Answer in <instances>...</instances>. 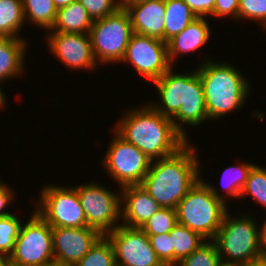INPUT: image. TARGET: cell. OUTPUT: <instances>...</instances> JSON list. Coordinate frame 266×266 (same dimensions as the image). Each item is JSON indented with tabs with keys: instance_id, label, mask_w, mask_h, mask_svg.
<instances>
[{
	"instance_id": "cell-1",
	"label": "cell",
	"mask_w": 266,
	"mask_h": 266,
	"mask_svg": "<svg viewBox=\"0 0 266 266\" xmlns=\"http://www.w3.org/2000/svg\"><path fill=\"white\" fill-rule=\"evenodd\" d=\"M120 119L112 131L115 129L150 160L168 157L188 142L174 127L172 120L159 113L149 102L126 110Z\"/></svg>"
},
{
	"instance_id": "cell-2",
	"label": "cell",
	"mask_w": 266,
	"mask_h": 266,
	"mask_svg": "<svg viewBox=\"0 0 266 266\" xmlns=\"http://www.w3.org/2000/svg\"><path fill=\"white\" fill-rule=\"evenodd\" d=\"M172 68L153 82L159 93L160 105L158 102L150 104L170 118L174 127L189 140L184 124L196 127L209 119L203 87L197 70L174 74Z\"/></svg>"
},
{
	"instance_id": "cell-3",
	"label": "cell",
	"mask_w": 266,
	"mask_h": 266,
	"mask_svg": "<svg viewBox=\"0 0 266 266\" xmlns=\"http://www.w3.org/2000/svg\"><path fill=\"white\" fill-rule=\"evenodd\" d=\"M195 149L188 141L176 153L151 160L141 186L161 207L176 209L200 179L201 165Z\"/></svg>"
},
{
	"instance_id": "cell-4",
	"label": "cell",
	"mask_w": 266,
	"mask_h": 266,
	"mask_svg": "<svg viewBox=\"0 0 266 266\" xmlns=\"http://www.w3.org/2000/svg\"><path fill=\"white\" fill-rule=\"evenodd\" d=\"M203 64V65H202ZM198 66L206 109L210 120L241 110L250 94V83L240 70L228 62L208 58Z\"/></svg>"
},
{
	"instance_id": "cell-5",
	"label": "cell",
	"mask_w": 266,
	"mask_h": 266,
	"mask_svg": "<svg viewBox=\"0 0 266 266\" xmlns=\"http://www.w3.org/2000/svg\"><path fill=\"white\" fill-rule=\"evenodd\" d=\"M201 178L176 207L177 222L213 240L222 224L227 204L216 187Z\"/></svg>"
},
{
	"instance_id": "cell-6",
	"label": "cell",
	"mask_w": 266,
	"mask_h": 266,
	"mask_svg": "<svg viewBox=\"0 0 266 266\" xmlns=\"http://www.w3.org/2000/svg\"><path fill=\"white\" fill-rule=\"evenodd\" d=\"M224 215L221 226L212 240L222 260L243 263L264 255L261 246L260 227L250 215L231 217Z\"/></svg>"
},
{
	"instance_id": "cell-7",
	"label": "cell",
	"mask_w": 266,
	"mask_h": 266,
	"mask_svg": "<svg viewBox=\"0 0 266 266\" xmlns=\"http://www.w3.org/2000/svg\"><path fill=\"white\" fill-rule=\"evenodd\" d=\"M132 34L131 19L126 9L118 8L114 13L93 21L89 36L98 65L121 62Z\"/></svg>"
},
{
	"instance_id": "cell-8",
	"label": "cell",
	"mask_w": 266,
	"mask_h": 266,
	"mask_svg": "<svg viewBox=\"0 0 266 266\" xmlns=\"http://www.w3.org/2000/svg\"><path fill=\"white\" fill-rule=\"evenodd\" d=\"M10 266H45L54 263L52 227L35 211L21 224Z\"/></svg>"
},
{
	"instance_id": "cell-9",
	"label": "cell",
	"mask_w": 266,
	"mask_h": 266,
	"mask_svg": "<svg viewBox=\"0 0 266 266\" xmlns=\"http://www.w3.org/2000/svg\"><path fill=\"white\" fill-rule=\"evenodd\" d=\"M67 187L44 185L40 190L39 204L34 211L51 227H87L77 191L73 186Z\"/></svg>"
},
{
	"instance_id": "cell-10",
	"label": "cell",
	"mask_w": 266,
	"mask_h": 266,
	"mask_svg": "<svg viewBox=\"0 0 266 266\" xmlns=\"http://www.w3.org/2000/svg\"><path fill=\"white\" fill-rule=\"evenodd\" d=\"M87 220V227L97 229L102 235L114 230L121 219V192H113L91 181L74 186Z\"/></svg>"
},
{
	"instance_id": "cell-11",
	"label": "cell",
	"mask_w": 266,
	"mask_h": 266,
	"mask_svg": "<svg viewBox=\"0 0 266 266\" xmlns=\"http://www.w3.org/2000/svg\"><path fill=\"white\" fill-rule=\"evenodd\" d=\"M103 164L120 188L141 185L149 171L151 160L136 146L127 142L116 131L109 143Z\"/></svg>"
},
{
	"instance_id": "cell-12",
	"label": "cell",
	"mask_w": 266,
	"mask_h": 266,
	"mask_svg": "<svg viewBox=\"0 0 266 266\" xmlns=\"http://www.w3.org/2000/svg\"><path fill=\"white\" fill-rule=\"evenodd\" d=\"M121 62L131 63L139 75L152 82L173 67L168 59L167 43L136 33L131 35Z\"/></svg>"
},
{
	"instance_id": "cell-13",
	"label": "cell",
	"mask_w": 266,
	"mask_h": 266,
	"mask_svg": "<svg viewBox=\"0 0 266 266\" xmlns=\"http://www.w3.org/2000/svg\"><path fill=\"white\" fill-rule=\"evenodd\" d=\"M106 236L113 245L117 266H164L141 228L118 225Z\"/></svg>"
},
{
	"instance_id": "cell-14",
	"label": "cell",
	"mask_w": 266,
	"mask_h": 266,
	"mask_svg": "<svg viewBox=\"0 0 266 266\" xmlns=\"http://www.w3.org/2000/svg\"><path fill=\"white\" fill-rule=\"evenodd\" d=\"M47 32L45 39L49 52L68 69H88L93 72L94 68H97L89 34Z\"/></svg>"
},
{
	"instance_id": "cell-15",
	"label": "cell",
	"mask_w": 266,
	"mask_h": 266,
	"mask_svg": "<svg viewBox=\"0 0 266 266\" xmlns=\"http://www.w3.org/2000/svg\"><path fill=\"white\" fill-rule=\"evenodd\" d=\"M101 236L92 227H52L54 262L75 266Z\"/></svg>"
},
{
	"instance_id": "cell-16",
	"label": "cell",
	"mask_w": 266,
	"mask_h": 266,
	"mask_svg": "<svg viewBox=\"0 0 266 266\" xmlns=\"http://www.w3.org/2000/svg\"><path fill=\"white\" fill-rule=\"evenodd\" d=\"M121 219L120 223L130 228H141L161 206L141 185H129L120 188Z\"/></svg>"
},
{
	"instance_id": "cell-17",
	"label": "cell",
	"mask_w": 266,
	"mask_h": 266,
	"mask_svg": "<svg viewBox=\"0 0 266 266\" xmlns=\"http://www.w3.org/2000/svg\"><path fill=\"white\" fill-rule=\"evenodd\" d=\"M133 33L165 42V0H146L129 6Z\"/></svg>"
},
{
	"instance_id": "cell-18",
	"label": "cell",
	"mask_w": 266,
	"mask_h": 266,
	"mask_svg": "<svg viewBox=\"0 0 266 266\" xmlns=\"http://www.w3.org/2000/svg\"><path fill=\"white\" fill-rule=\"evenodd\" d=\"M206 17H197L182 32L167 42L168 59L175 63L179 55L195 52L207 44L211 36Z\"/></svg>"
},
{
	"instance_id": "cell-19",
	"label": "cell",
	"mask_w": 266,
	"mask_h": 266,
	"mask_svg": "<svg viewBox=\"0 0 266 266\" xmlns=\"http://www.w3.org/2000/svg\"><path fill=\"white\" fill-rule=\"evenodd\" d=\"M27 45L25 38L0 37V80L23 75Z\"/></svg>"
},
{
	"instance_id": "cell-20",
	"label": "cell",
	"mask_w": 266,
	"mask_h": 266,
	"mask_svg": "<svg viewBox=\"0 0 266 266\" xmlns=\"http://www.w3.org/2000/svg\"><path fill=\"white\" fill-rule=\"evenodd\" d=\"M92 23L87 10L76 0L57 10L54 25L49 31L89 34Z\"/></svg>"
},
{
	"instance_id": "cell-21",
	"label": "cell",
	"mask_w": 266,
	"mask_h": 266,
	"mask_svg": "<svg viewBox=\"0 0 266 266\" xmlns=\"http://www.w3.org/2000/svg\"><path fill=\"white\" fill-rule=\"evenodd\" d=\"M165 43L182 32L197 16L184 0H165Z\"/></svg>"
},
{
	"instance_id": "cell-22",
	"label": "cell",
	"mask_w": 266,
	"mask_h": 266,
	"mask_svg": "<svg viewBox=\"0 0 266 266\" xmlns=\"http://www.w3.org/2000/svg\"><path fill=\"white\" fill-rule=\"evenodd\" d=\"M170 237L174 249V266H177L207 241L199 233L178 222L171 230Z\"/></svg>"
},
{
	"instance_id": "cell-23",
	"label": "cell",
	"mask_w": 266,
	"mask_h": 266,
	"mask_svg": "<svg viewBox=\"0 0 266 266\" xmlns=\"http://www.w3.org/2000/svg\"><path fill=\"white\" fill-rule=\"evenodd\" d=\"M25 22L22 0H0V37L22 38Z\"/></svg>"
},
{
	"instance_id": "cell-24",
	"label": "cell",
	"mask_w": 266,
	"mask_h": 266,
	"mask_svg": "<svg viewBox=\"0 0 266 266\" xmlns=\"http://www.w3.org/2000/svg\"><path fill=\"white\" fill-rule=\"evenodd\" d=\"M22 5L26 22H33L45 32L51 30L57 13L53 0H22Z\"/></svg>"
},
{
	"instance_id": "cell-25",
	"label": "cell",
	"mask_w": 266,
	"mask_h": 266,
	"mask_svg": "<svg viewBox=\"0 0 266 266\" xmlns=\"http://www.w3.org/2000/svg\"><path fill=\"white\" fill-rule=\"evenodd\" d=\"M249 163L250 162H242L241 164L238 163V165H232L225 168L222 172L221 186H223L222 188L228 194L222 196V201H224L225 203H227L226 200H228L229 198H233L235 200L236 198L239 199L241 191L246 183L248 174L252 167L255 165L254 163Z\"/></svg>"
},
{
	"instance_id": "cell-26",
	"label": "cell",
	"mask_w": 266,
	"mask_h": 266,
	"mask_svg": "<svg viewBox=\"0 0 266 266\" xmlns=\"http://www.w3.org/2000/svg\"><path fill=\"white\" fill-rule=\"evenodd\" d=\"M75 266H117L111 241L102 235Z\"/></svg>"
},
{
	"instance_id": "cell-27",
	"label": "cell",
	"mask_w": 266,
	"mask_h": 266,
	"mask_svg": "<svg viewBox=\"0 0 266 266\" xmlns=\"http://www.w3.org/2000/svg\"><path fill=\"white\" fill-rule=\"evenodd\" d=\"M251 196L257 204L266 208V169L254 165L250 170L246 183L241 191L240 197Z\"/></svg>"
},
{
	"instance_id": "cell-28",
	"label": "cell",
	"mask_w": 266,
	"mask_h": 266,
	"mask_svg": "<svg viewBox=\"0 0 266 266\" xmlns=\"http://www.w3.org/2000/svg\"><path fill=\"white\" fill-rule=\"evenodd\" d=\"M177 223L176 209L161 207L142 227L146 235L171 232Z\"/></svg>"
},
{
	"instance_id": "cell-29",
	"label": "cell",
	"mask_w": 266,
	"mask_h": 266,
	"mask_svg": "<svg viewBox=\"0 0 266 266\" xmlns=\"http://www.w3.org/2000/svg\"><path fill=\"white\" fill-rule=\"evenodd\" d=\"M21 224V219L13 213L0 217V254L11 255Z\"/></svg>"
},
{
	"instance_id": "cell-30",
	"label": "cell",
	"mask_w": 266,
	"mask_h": 266,
	"mask_svg": "<svg viewBox=\"0 0 266 266\" xmlns=\"http://www.w3.org/2000/svg\"><path fill=\"white\" fill-rule=\"evenodd\" d=\"M220 259L216 244L207 240L177 266H217Z\"/></svg>"
},
{
	"instance_id": "cell-31",
	"label": "cell",
	"mask_w": 266,
	"mask_h": 266,
	"mask_svg": "<svg viewBox=\"0 0 266 266\" xmlns=\"http://www.w3.org/2000/svg\"><path fill=\"white\" fill-rule=\"evenodd\" d=\"M152 249L164 266H174V249L170 232L158 235H147Z\"/></svg>"
},
{
	"instance_id": "cell-32",
	"label": "cell",
	"mask_w": 266,
	"mask_h": 266,
	"mask_svg": "<svg viewBox=\"0 0 266 266\" xmlns=\"http://www.w3.org/2000/svg\"><path fill=\"white\" fill-rule=\"evenodd\" d=\"M240 19L257 20L266 29V0H239Z\"/></svg>"
},
{
	"instance_id": "cell-33",
	"label": "cell",
	"mask_w": 266,
	"mask_h": 266,
	"mask_svg": "<svg viewBox=\"0 0 266 266\" xmlns=\"http://www.w3.org/2000/svg\"><path fill=\"white\" fill-rule=\"evenodd\" d=\"M82 6L87 10L92 21L102 19L112 13L118 8L116 0H78Z\"/></svg>"
},
{
	"instance_id": "cell-34",
	"label": "cell",
	"mask_w": 266,
	"mask_h": 266,
	"mask_svg": "<svg viewBox=\"0 0 266 266\" xmlns=\"http://www.w3.org/2000/svg\"><path fill=\"white\" fill-rule=\"evenodd\" d=\"M213 17L232 16L233 20H239V0H215Z\"/></svg>"
},
{
	"instance_id": "cell-35",
	"label": "cell",
	"mask_w": 266,
	"mask_h": 266,
	"mask_svg": "<svg viewBox=\"0 0 266 266\" xmlns=\"http://www.w3.org/2000/svg\"><path fill=\"white\" fill-rule=\"evenodd\" d=\"M197 17L210 16L213 13L215 0H184Z\"/></svg>"
},
{
	"instance_id": "cell-36",
	"label": "cell",
	"mask_w": 266,
	"mask_h": 266,
	"mask_svg": "<svg viewBox=\"0 0 266 266\" xmlns=\"http://www.w3.org/2000/svg\"><path fill=\"white\" fill-rule=\"evenodd\" d=\"M7 183H3L2 180H0V217L7 216L12 214L9 211H5V208L12 202L11 200H14V192L13 190L6 186Z\"/></svg>"
},
{
	"instance_id": "cell-37",
	"label": "cell",
	"mask_w": 266,
	"mask_h": 266,
	"mask_svg": "<svg viewBox=\"0 0 266 266\" xmlns=\"http://www.w3.org/2000/svg\"><path fill=\"white\" fill-rule=\"evenodd\" d=\"M240 266H266V255H262L257 259L243 262L240 264Z\"/></svg>"
},
{
	"instance_id": "cell-38",
	"label": "cell",
	"mask_w": 266,
	"mask_h": 266,
	"mask_svg": "<svg viewBox=\"0 0 266 266\" xmlns=\"http://www.w3.org/2000/svg\"><path fill=\"white\" fill-rule=\"evenodd\" d=\"M119 8L127 9L129 6H132L134 4L144 2L146 0H116Z\"/></svg>"
},
{
	"instance_id": "cell-39",
	"label": "cell",
	"mask_w": 266,
	"mask_h": 266,
	"mask_svg": "<svg viewBox=\"0 0 266 266\" xmlns=\"http://www.w3.org/2000/svg\"><path fill=\"white\" fill-rule=\"evenodd\" d=\"M263 224L260 226V234H261V246L262 250L264 252V255H266V220H264Z\"/></svg>"
},
{
	"instance_id": "cell-40",
	"label": "cell",
	"mask_w": 266,
	"mask_h": 266,
	"mask_svg": "<svg viewBox=\"0 0 266 266\" xmlns=\"http://www.w3.org/2000/svg\"><path fill=\"white\" fill-rule=\"evenodd\" d=\"M74 1H76V0H53V4H54L55 8L58 10L60 8L67 6V5H70Z\"/></svg>"
},
{
	"instance_id": "cell-41",
	"label": "cell",
	"mask_w": 266,
	"mask_h": 266,
	"mask_svg": "<svg viewBox=\"0 0 266 266\" xmlns=\"http://www.w3.org/2000/svg\"><path fill=\"white\" fill-rule=\"evenodd\" d=\"M0 266H10L8 256L0 254Z\"/></svg>"
},
{
	"instance_id": "cell-42",
	"label": "cell",
	"mask_w": 266,
	"mask_h": 266,
	"mask_svg": "<svg viewBox=\"0 0 266 266\" xmlns=\"http://www.w3.org/2000/svg\"><path fill=\"white\" fill-rule=\"evenodd\" d=\"M217 266H240V264L220 259V261L218 262Z\"/></svg>"
},
{
	"instance_id": "cell-43",
	"label": "cell",
	"mask_w": 266,
	"mask_h": 266,
	"mask_svg": "<svg viewBox=\"0 0 266 266\" xmlns=\"http://www.w3.org/2000/svg\"><path fill=\"white\" fill-rule=\"evenodd\" d=\"M0 82H3V81H1L0 80ZM1 84V83H0ZM1 86V85H0ZM3 90L1 89V87H0V110H1V107H3L4 108V106H6L5 105V101H6V98H5V94H4V92H2Z\"/></svg>"
},
{
	"instance_id": "cell-44",
	"label": "cell",
	"mask_w": 266,
	"mask_h": 266,
	"mask_svg": "<svg viewBox=\"0 0 266 266\" xmlns=\"http://www.w3.org/2000/svg\"><path fill=\"white\" fill-rule=\"evenodd\" d=\"M45 266H64V265H62V264H58V263H51V264H49V265H45Z\"/></svg>"
}]
</instances>
